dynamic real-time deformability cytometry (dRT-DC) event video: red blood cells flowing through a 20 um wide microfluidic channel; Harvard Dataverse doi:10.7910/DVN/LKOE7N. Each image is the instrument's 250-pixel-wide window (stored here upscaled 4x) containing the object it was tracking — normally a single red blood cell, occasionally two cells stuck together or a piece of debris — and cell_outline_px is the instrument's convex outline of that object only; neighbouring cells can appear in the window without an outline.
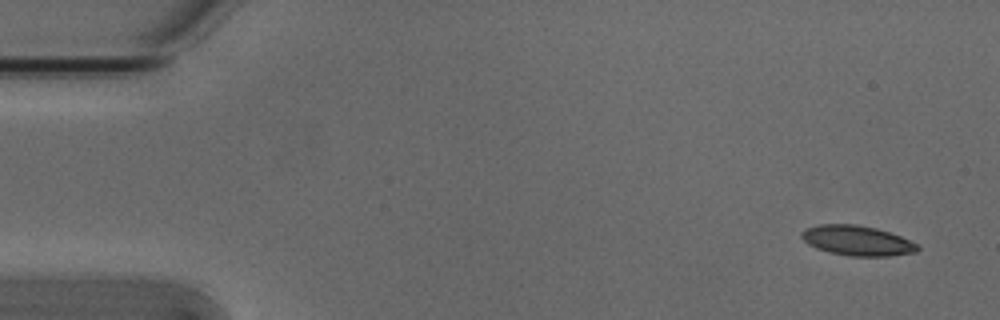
{"species": "Egyptian fruit bat (a non-hibernating species)", "species_latin": "Rousettus aegyptiacus", "temperature_condition": "cold", "stored_images_in_passage": 7, "camera_frame_rate_fps": 3000, "um_per_image_px": 0.085, "animal": {"sex": "male"}, "frame": {"image": 1, "passage_image": 1, "time_ms": 0.0, "image_size_px": [1000, 320], "cell_outline_px": [[920, 248], [916, 252], [888, 256], [848, 256], [828, 252], [816, 248], [808, 244], [800, 236], [800, 232], [808, 228], [820, 224], [856, 224], [876, 228], [900, 236], [916, 244]], "centroid_in_image_um": [72.83, 20.45], "position_along_channel_um": 12.2, "area_um2": 20.17}}
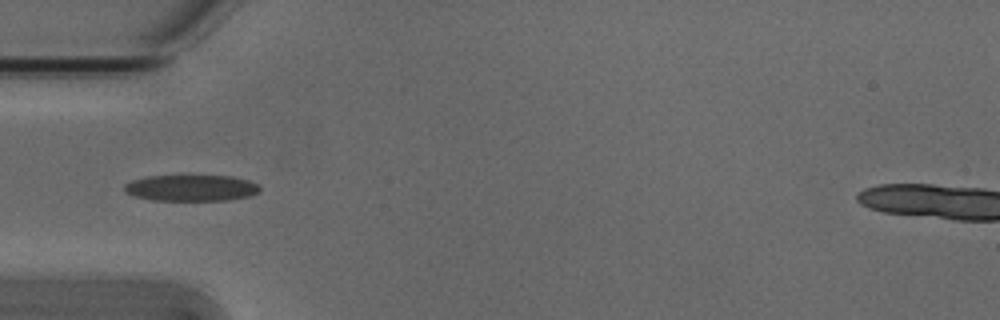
{"frame": {"image": 2, "passage_image": 5, "time_ms": 1.333, "image_size_px": [1000, 320], "cell_outline_px": [[260, 192], [252, 196], [228, 200], [152, 200], [132, 196], [124, 192], [124, 184], [132, 180], [144, 176], [188, 172], [232, 176], [248, 180], [256, 184], [260, 188]], "centroid_in_image_um": [16.21, 15.91], "position_along_channel_um": 68.8, "area_um2": 22.14}}